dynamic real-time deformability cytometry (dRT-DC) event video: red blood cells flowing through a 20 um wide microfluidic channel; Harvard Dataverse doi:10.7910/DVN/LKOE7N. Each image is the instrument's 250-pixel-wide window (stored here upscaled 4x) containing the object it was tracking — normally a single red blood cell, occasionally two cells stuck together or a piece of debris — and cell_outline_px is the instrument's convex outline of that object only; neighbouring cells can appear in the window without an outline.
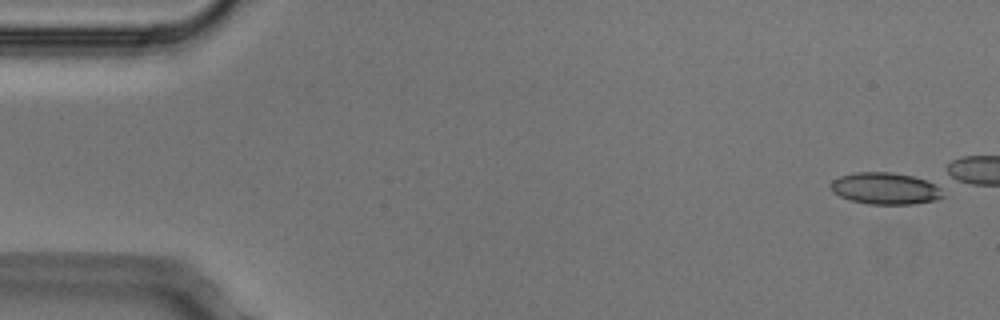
{"species": "Egyptian fruit bat (a non-hibernating species)", "species_latin": "Rousettus aegyptiacus", "temperature_condition": "cold", "stored_images_in_passage": 4, "camera_frame_rate_fps": 3000, "um_per_image_px": 0.085, "animal": {"sex": "male"}, "frame": {"image": 1, "passage_image": 1, "time_ms": 0.0, "image_size_px": [1000, 320], "cell_outline_px": [[944, 196], [936, 200], [912, 204], [868, 204], [848, 200], [832, 192], [828, 184], [832, 180], [840, 176], [856, 172], [892, 172], [912, 176], [940, 184]], "centroid_in_image_um": [75.25, 16.02], "position_along_channel_um": 9.7, "area_um2": 21.15}}